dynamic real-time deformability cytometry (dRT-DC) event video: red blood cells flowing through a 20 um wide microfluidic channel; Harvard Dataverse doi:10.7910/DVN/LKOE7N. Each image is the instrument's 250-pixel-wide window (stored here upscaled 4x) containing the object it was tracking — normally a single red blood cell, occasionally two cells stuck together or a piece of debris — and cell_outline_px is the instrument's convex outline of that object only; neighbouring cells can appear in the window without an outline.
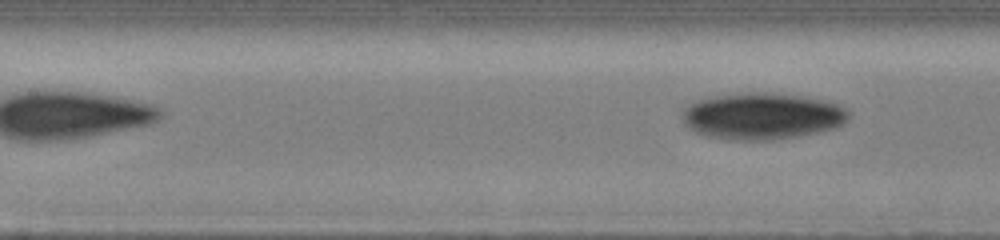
{"species": "human", "species_latin": "Homo sapiens", "temperature_condition": "cold", "stored_images_in_passage": 15, "segment_of_instrument_passage": [2, 2], "camera_frame_rate_fps": 3000, "um_per_image_px": 0.085, "donor": {"sex": "male"}, "frame": {"image": 1, "passage_image": 15, "time_ms": 8.333, "image_size_px": [1000, 240], "cell_outline_px": [[848, 120], [844, 124], [820, 132], [772, 140], [728, 140], [708, 136], [696, 132], [684, 124], [684, 108], [700, 100], [716, 96], [744, 92], [772, 92], [804, 96], [824, 100], [836, 104], [844, 108], [848, 112]], "centroid_in_image_um": [64.81, 9.87], "position_along_channel_um": 142.6, "area_um2": 45.03}}